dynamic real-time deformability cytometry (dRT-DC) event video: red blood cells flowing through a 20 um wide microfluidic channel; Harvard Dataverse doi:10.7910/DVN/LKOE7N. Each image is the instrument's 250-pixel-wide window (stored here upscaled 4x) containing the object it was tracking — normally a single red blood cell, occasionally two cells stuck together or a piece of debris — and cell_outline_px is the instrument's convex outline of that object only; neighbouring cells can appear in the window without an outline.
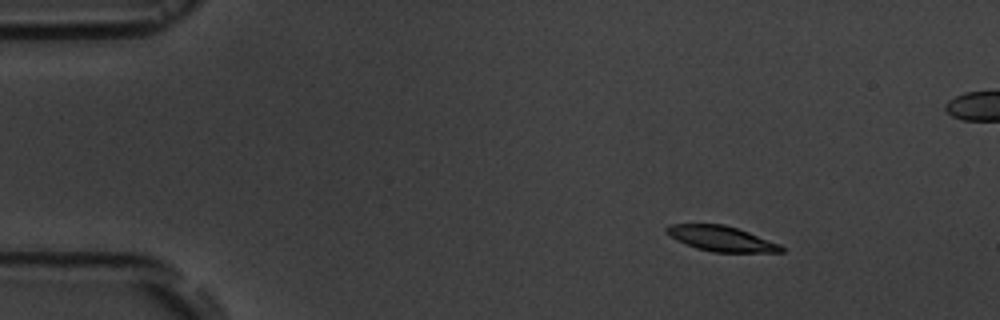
{"species": "common noctule bat (a hibernating species)", "species_latin": "Nyctalus noctula", "temperature_condition": "room temperature", "stored_images_in_passage": 3, "camera_frame_rate_fps": 3000, "um_per_image_px": 0.085, "animal": {"sex": "male", "body_mass_g": 19.5, "forearm_length_mm": 54.6}, "frame": {"image": 1, "passage_image": 1, "time_ms": 0.0, "image_size_px": [1000, 320], "cell_outline_px": [[784, 252], [712, 252], [696, 248], [676, 240], [664, 228], [668, 224], [724, 224], [748, 232], [780, 244], [784, 248]], "centroid_in_image_um": [61.31, 20.28], "position_along_channel_um": 23.7, "area_um2": 16.7}}